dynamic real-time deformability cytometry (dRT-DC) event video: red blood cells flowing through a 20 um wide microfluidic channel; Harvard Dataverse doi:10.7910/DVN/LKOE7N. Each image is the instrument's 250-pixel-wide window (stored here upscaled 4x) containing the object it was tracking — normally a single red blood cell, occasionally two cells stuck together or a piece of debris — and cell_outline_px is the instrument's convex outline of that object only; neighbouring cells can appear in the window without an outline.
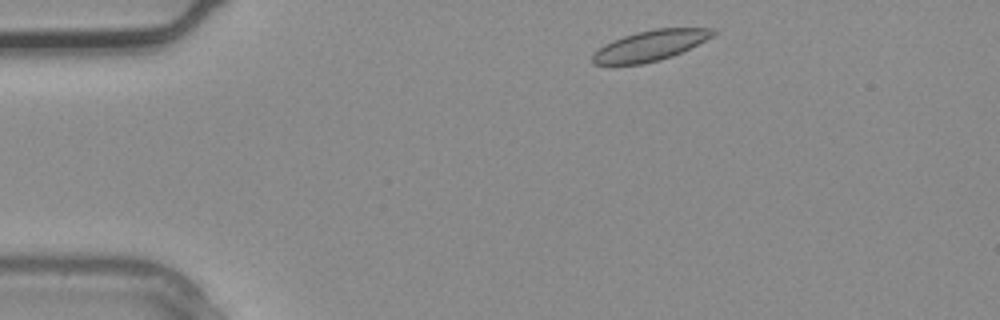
{"species": "common noctule bat (a hibernating species)", "species_latin": "Nyctalus noctula", "temperature_condition": "warm", "stored_images_in_passage": 2, "camera_frame_rate_fps": 3000, "um_per_image_px": 0.085, "animal": {"sex": "male", "body_mass_g": 20.4}, "frame": {"image": 1, "passage_image": 1, "time_ms": 0.0, "image_size_px": [1000, 320], "cell_outline_px": [[716, 32], [712, 36], [672, 56], [660, 60], [644, 64], [592, 64], [592, 56], [604, 44], [612, 40], [636, 32], [656, 28], [712, 28]], "centroid_in_image_um": [55.24, 3.87], "position_along_channel_um": 29.8, "area_um2": 20.98}}